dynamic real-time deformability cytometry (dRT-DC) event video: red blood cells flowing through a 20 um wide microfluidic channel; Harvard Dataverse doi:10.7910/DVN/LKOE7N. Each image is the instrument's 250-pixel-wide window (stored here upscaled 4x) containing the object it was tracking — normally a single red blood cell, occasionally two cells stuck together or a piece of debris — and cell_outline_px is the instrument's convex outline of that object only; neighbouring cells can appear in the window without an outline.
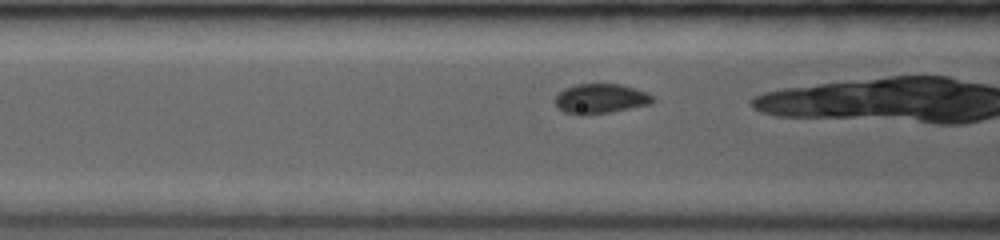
{"species": "common noctule bat (a hibernating species)", "species_latin": "Nyctalus noctula", "temperature_condition": "room temperature", "stored_images_in_passage": 46, "camera_frame_rate_fps": 3500, "um_per_image_px": 0.085, "animal": {"sex": "female", "body_mass_g": 19.0, "forearm_length_mm": 53.3}, "frame": {"image": 1, "passage_image": 9, "time_ms": 1.143, "image_size_px": [1000, 240], "cell_outline_px": [[656, 100], [652, 104], [612, 112], [584, 116], [580, 116], [564, 112], [556, 108], [556, 96], [564, 88], [576, 84], [620, 84], [636, 88], [652, 96]], "centroid_in_image_um": [51.04, 8.41], "position_along_channel_um": 115.6, "area_um2": 17.22}}